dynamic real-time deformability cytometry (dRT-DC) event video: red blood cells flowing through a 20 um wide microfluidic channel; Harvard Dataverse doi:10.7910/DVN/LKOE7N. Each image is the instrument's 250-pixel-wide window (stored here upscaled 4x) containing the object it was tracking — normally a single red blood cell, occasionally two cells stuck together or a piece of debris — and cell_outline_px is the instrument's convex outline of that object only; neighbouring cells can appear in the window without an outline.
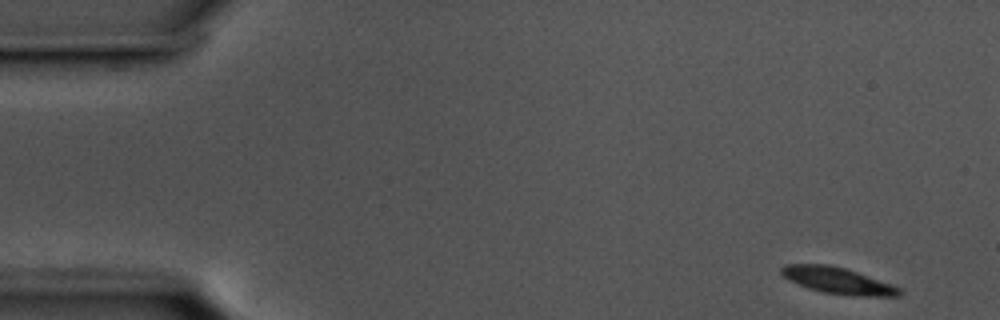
{"species": "common noctule bat (a hibernating species)", "species_latin": "Nyctalus noctula", "temperature_condition": "cold", "stored_images_in_passage": 54, "camera_frame_rate_fps": 3000, "um_per_image_px": 0.085, "animal": {"sex": "male", "body_mass_g": 17.5, "forearm_length_mm": 52.3}, "frame": {"image": 1, "passage_image": 1, "time_ms": 0.0, "image_size_px": [1000, 320], "cell_outline_px": [[900, 296], [856, 296], [824, 292], [808, 288], [788, 280], [780, 272], [780, 268], [784, 264], [828, 264], [844, 268], [892, 284], [900, 288]], "centroid_in_image_um": [71.18, 23.84], "position_along_channel_um": 13.8, "area_um2": 17.98}}
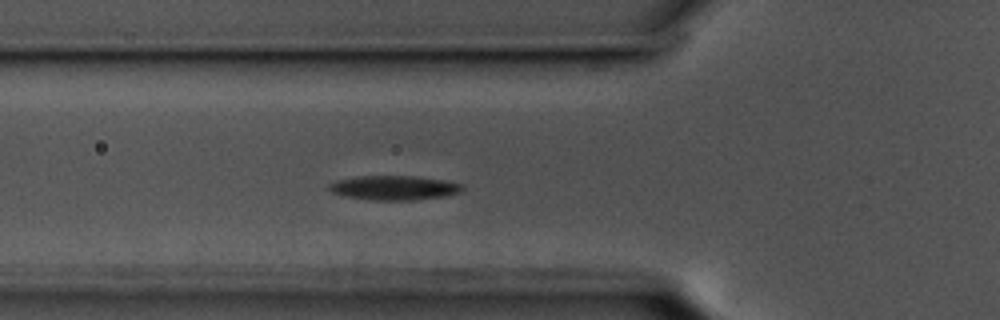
{"frame": {"image": 2, "passage_image": 17, "time_ms": 5.333, "image_size_px": [1000, 320], "cell_outline_px": [[464, 188], [460, 192], [444, 196], [412, 200], [372, 200], [348, 196], [332, 192], [328, 188], [328, 184], [336, 180], [360, 176], [412, 176], [444, 180], [464, 184]], "centroid_in_image_um": [33.52, 15.95], "position_along_channel_um": 92.3, "area_um2": 18.79}}
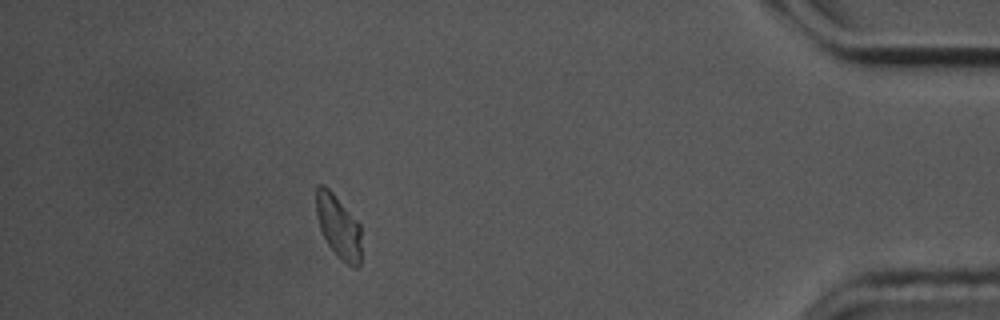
{"frame": {"image": 3, "passage_image": 48, "time_ms": 15.667, "image_size_px": [1000, 320], "cell_outline_px": [[360, 264], [356, 268], [352, 268], [340, 260], [328, 244], [320, 228], [316, 216], [316, 184], [324, 184], [332, 192], [360, 224]], "centroid_in_image_um": [28.76, 19.27], "position_along_channel_um": 406.4, "area_um2": 16.65}, "authors_computed_cell_mechanics": {"area_um2": 17.8602, "velocity_mm_per_s": 3.5411, "shape_relaxation_time_tau1_ms": 2.393, "shape_relaxation_time_tau2_ms": null, "deformation_change_tau1": 0.087, "deformation_change_tau2": null}}